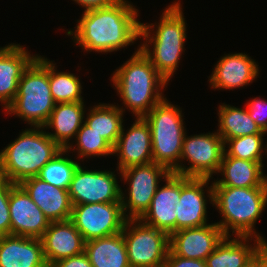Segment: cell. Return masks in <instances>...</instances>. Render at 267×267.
Instances as JSON below:
<instances>
[{
  "mask_svg": "<svg viewBox=\"0 0 267 267\" xmlns=\"http://www.w3.org/2000/svg\"><path fill=\"white\" fill-rule=\"evenodd\" d=\"M138 16L132 3L117 0L108 7L84 10L75 31L68 30L67 35H72L75 43L89 53L117 51L139 38Z\"/></svg>",
  "mask_w": 267,
  "mask_h": 267,
  "instance_id": "6da1fadb",
  "label": "cell"
},
{
  "mask_svg": "<svg viewBox=\"0 0 267 267\" xmlns=\"http://www.w3.org/2000/svg\"><path fill=\"white\" fill-rule=\"evenodd\" d=\"M181 6L178 0L175 3L172 2L165 8L158 25L140 23L139 38L143 37L141 40H144V43L138 47L167 82L177 70L187 37Z\"/></svg>",
  "mask_w": 267,
  "mask_h": 267,
  "instance_id": "7a4b0ae2",
  "label": "cell"
},
{
  "mask_svg": "<svg viewBox=\"0 0 267 267\" xmlns=\"http://www.w3.org/2000/svg\"><path fill=\"white\" fill-rule=\"evenodd\" d=\"M207 191L209 201L219 210L222 220L216 224L225 236L235 233L237 237H255L267 241L255 231V223L267 204V187H213Z\"/></svg>",
  "mask_w": 267,
  "mask_h": 267,
  "instance_id": "3957f363",
  "label": "cell"
},
{
  "mask_svg": "<svg viewBox=\"0 0 267 267\" xmlns=\"http://www.w3.org/2000/svg\"><path fill=\"white\" fill-rule=\"evenodd\" d=\"M111 81L136 118H144L165 97L161 91L168 85L139 48L113 72Z\"/></svg>",
  "mask_w": 267,
  "mask_h": 267,
  "instance_id": "277c9868",
  "label": "cell"
},
{
  "mask_svg": "<svg viewBox=\"0 0 267 267\" xmlns=\"http://www.w3.org/2000/svg\"><path fill=\"white\" fill-rule=\"evenodd\" d=\"M44 127L26 129L0 152V178L14 184L36 177L63 148Z\"/></svg>",
  "mask_w": 267,
  "mask_h": 267,
  "instance_id": "5b68a950",
  "label": "cell"
},
{
  "mask_svg": "<svg viewBox=\"0 0 267 267\" xmlns=\"http://www.w3.org/2000/svg\"><path fill=\"white\" fill-rule=\"evenodd\" d=\"M55 105L49 84V59L37 55L24 70L16 97L5 111L31 127H43Z\"/></svg>",
  "mask_w": 267,
  "mask_h": 267,
  "instance_id": "8992f818",
  "label": "cell"
},
{
  "mask_svg": "<svg viewBox=\"0 0 267 267\" xmlns=\"http://www.w3.org/2000/svg\"><path fill=\"white\" fill-rule=\"evenodd\" d=\"M182 109L163 98L144 117L151 129L153 162L179 174V162L186 129Z\"/></svg>",
  "mask_w": 267,
  "mask_h": 267,
  "instance_id": "52a82bcc",
  "label": "cell"
},
{
  "mask_svg": "<svg viewBox=\"0 0 267 267\" xmlns=\"http://www.w3.org/2000/svg\"><path fill=\"white\" fill-rule=\"evenodd\" d=\"M122 234L130 267H163L170 250L167 232L146 225L140 219H127Z\"/></svg>",
  "mask_w": 267,
  "mask_h": 267,
  "instance_id": "ba28073f",
  "label": "cell"
},
{
  "mask_svg": "<svg viewBox=\"0 0 267 267\" xmlns=\"http://www.w3.org/2000/svg\"><path fill=\"white\" fill-rule=\"evenodd\" d=\"M119 173L124 182H129L127 192L129 197L128 195L126 197L121 190L124 215L127 219H140L151 205L152 198L159 187V180L165 179L171 172L164 166L152 162L132 166Z\"/></svg>",
  "mask_w": 267,
  "mask_h": 267,
  "instance_id": "9c48e42d",
  "label": "cell"
},
{
  "mask_svg": "<svg viewBox=\"0 0 267 267\" xmlns=\"http://www.w3.org/2000/svg\"><path fill=\"white\" fill-rule=\"evenodd\" d=\"M224 140L217 133H205L187 136L185 134L181 158L179 164V175L186 177L210 178L217 174L224 155ZM188 160L190 166L186 168L182 161Z\"/></svg>",
  "mask_w": 267,
  "mask_h": 267,
  "instance_id": "30bf717a",
  "label": "cell"
},
{
  "mask_svg": "<svg viewBox=\"0 0 267 267\" xmlns=\"http://www.w3.org/2000/svg\"><path fill=\"white\" fill-rule=\"evenodd\" d=\"M70 221L85 242L122 232L127 218L121 202L73 205Z\"/></svg>",
  "mask_w": 267,
  "mask_h": 267,
  "instance_id": "8fae6325",
  "label": "cell"
},
{
  "mask_svg": "<svg viewBox=\"0 0 267 267\" xmlns=\"http://www.w3.org/2000/svg\"><path fill=\"white\" fill-rule=\"evenodd\" d=\"M75 170L68 193L72 205L121 202V187L112 171Z\"/></svg>",
  "mask_w": 267,
  "mask_h": 267,
  "instance_id": "7c38bea8",
  "label": "cell"
},
{
  "mask_svg": "<svg viewBox=\"0 0 267 267\" xmlns=\"http://www.w3.org/2000/svg\"><path fill=\"white\" fill-rule=\"evenodd\" d=\"M11 235L41 239L50 220L20 184L11 182L9 199Z\"/></svg>",
  "mask_w": 267,
  "mask_h": 267,
  "instance_id": "4fadbf2b",
  "label": "cell"
},
{
  "mask_svg": "<svg viewBox=\"0 0 267 267\" xmlns=\"http://www.w3.org/2000/svg\"><path fill=\"white\" fill-rule=\"evenodd\" d=\"M209 181L210 178L180 175V199L175 207L176 231L208 224L206 219L208 200L205 199L203 188L208 187Z\"/></svg>",
  "mask_w": 267,
  "mask_h": 267,
  "instance_id": "5bb4252c",
  "label": "cell"
},
{
  "mask_svg": "<svg viewBox=\"0 0 267 267\" xmlns=\"http://www.w3.org/2000/svg\"><path fill=\"white\" fill-rule=\"evenodd\" d=\"M224 237L216 223L185 228L170 234L169 249L174 255L205 261Z\"/></svg>",
  "mask_w": 267,
  "mask_h": 267,
  "instance_id": "9a60e30c",
  "label": "cell"
},
{
  "mask_svg": "<svg viewBox=\"0 0 267 267\" xmlns=\"http://www.w3.org/2000/svg\"><path fill=\"white\" fill-rule=\"evenodd\" d=\"M119 135L113 147V154L118 157V171L153 162L151 129L144 118H136L135 123L125 133Z\"/></svg>",
  "mask_w": 267,
  "mask_h": 267,
  "instance_id": "2e32d148",
  "label": "cell"
},
{
  "mask_svg": "<svg viewBox=\"0 0 267 267\" xmlns=\"http://www.w3.org/2000/svg\"><path fill=\"white\" fill-rule=\"evenodd\" d=\"M164 181L166 185L158 187L150 207L140 220L170 235L176 231L175 207L180 199V175L171 172Z\"/></svg>",
  "mask_w": 267,
  "mask_h": 267,
  "instance_id": "e0dca14e",
  "label": "cell"
},
{
  "mask_svg": "<svg viewBox=\"0 0 267 267\" xmlns=\"http://www.w3.org/2000/svg\"><path fill=\"white\" fill-rule=\"evenodd\" d=\"M41 240L49 267L61 259L80 255L85 249L84 238L70 220L50 222Z\"/></svg>",
  "mask_w": 267,
  "mask_h": 267,
  "instance_id": "ac0fdd59",
  "label": "cell"
},
{
  "mask_svg": "<svg viewBox=\"0 0 267 267\" xmlns=\"http://www.w3.org/2000/svg\"><path fill=\"white\" fill-rule=\"evenodd\" d=\"M258 74V65L248 54L231 53L220 58L208 81L211 88L233 90L252 83Z\"/></svg>",
  "mask_w": 267,
  "mask_h": 267,
  "instance_id": "d6986e66",
  "label": "cell"
},
{
  "mask_svg": "<svg viewBox=\"0 0 267 267\" xmlns=\"http://www.w3.org/2000/svg\"><path fill=\"white\" fill-rule=\"evenodd\" d=\"M20 185L50 222L70 220L73 205L68 190L54 187L37 176L23 180Z\"/></svg>",
  "mask_w": 267,
  "mask_h": 267,
  "instance_id": "ffe728a7",
  "label": "cell"
},
{
  "mask_svg": "<svg viewBox=\"0 0 267 267\" xmlns=\"http://www.w3.org/2000/svg\"><path fill=\"white\" fill-rule=\"evenodd\" d=\"M37 57L20 44L0 47V102L6 110L14 101L24 70Z\"/></svg>",
  "mask_w": 267,
  "mask_h": 267,
  "instance_id": "44dd1931",
  "label": "cell"
},
{
  "mask_svg": "<svg viewBox=\"0 0 267 267\" xmlns=\"http://www.w3.org/2000/svg\"><path fill=\"white\" fill-rule=\"evenodd\" d=\"M0 267H49L41 239L0 236Z\"/></svg>",
  "mask_w": 267,
  "mask_h": 267,
  "instance_id": "7402d4cb",
  "label": "cell"
},
{
  "mask_svg": "<svg viewBox=\"0 0 267 267\" xmlns=\"http://www.w3.org/2000/svg\"><path fill=\"white\" fill-rule=\"evenodd\" d=\"M264 164L238 159L232 156H223L217 173H221L220 180L212 182L213 187H267V175H263Z\"/></svg>",
  "mask_w": 267,
  "mask_h": 267,
  "instance_id": "603a6c76",
  "label": "cell"
},
{
  "mask_svg": "<svg viewBox=\"0 0 267 267\" xmlns=\"http://www.w3.org/2000/svg\"><path fill=\"white\" fill-rule=\"evenodd\" d=\"M234 237L225 236L222 239L215 250L206 258L207 267H246L264 243L256 238V240L253 239L255 243L253 246L248 242L255 237Z\"/></svg>",
  "mask_w": 267,
  "mask_h": 267,
  "instance_id": "cb8c5ba5",
  "label": "cell"
},
{
  "mask_svg": "<svg viewBox=\"0 0 267 267\" xmlns=\"http://www.w3.org/2000/svg\"><path fill=\"white\" fill-rule=\"evenodd\" d=\"M84 101L71 103H58L55 105L47 123L43 126L45 129L53 128L54 133H49V137L57 142L63 149H66L69 142L84 123Z\"/></svg>",
  "mask_w": 267,
  "mask_h": 267,
  "instance_id": "d4e9b609",
  "label": "cell"
},
{
  "mask_svg": "<svg viewBox=\"0 0 267 267\" xmlns=\"http://www.w3.org/2000/svg\"><path fill=\"white\" fill-rule=\"evenodd\" d=\"M92 267H130L122 232L85 242Z\"/></svg>",
  "mask_w": 267,
  "mask_h": 267,
  "instance_id": "484cf974",
  "label": "cell"
},
{
  "mask_svg": "<svg viewBox=\"0 0 267 267\" xmlns=\"http://www.w3.org/2000/svg\"><path fill=\"white\" fill-rule=\"evenodd\" d=\"M84 123L101 135L112 147L116 144L123 126L125 108L119 105L99 103L89 109Z\"/></svg>",
  "mask_w": 267,
  "mask_h": 267,
  "instance_id": "4316f807",
  "label": "cell"
},
{
  "mask_svg": "<svg viewBox=\"0 0 267 267\" xmlns=\"http://www.w3.org/2000/svg\"><path fill=\"white\" fill-rule=\"evenodd\" d=\"M218 108L217 133L223 138L224 143L231 138L266 133L250 117L247 108L244 110L225 103Z\"/></svg>",
  "mask_w": 267,
  "mask_h": 267,
  "instance_id": "83f0119b",
  "label": "cell"
},
{
  "mask_svg": "<svg viewBox=\"0 0 267 267\" xmlns=\"http://www.w3.org/2000/svg\"><path fill=\"white\" fill-rule=\"evenodd\" d=\"M49 84L56 104L84 101L80 79L73 73L57 72L55 64L50 60Z\"/></svg>",
  "mask_w": 267,
  "mask_h": 267,
  "instance_id": "f1b7e54d",
  "label": "cell"
},
{
  "mask_svg": "<svg viewBox=\"0 0 267 267\" xmlns=\"http://www.w3.org/2000/svg\"><path fill=\"white\" fill-rule=\"evenodd\" d=\"M66 153L68 151L62 149L53 159L45 164L37 177L54 187L68 190L75 170L80 164L69 157H64Z\"/></svg>",
  "mask_w": 267,
  "mask_h": 267,
  "instance_id": "f546056e",
  "label": "cell"
},
{
  "mask_svg": "<svg viewBox=\"0 0 267 267\" xmlns=\"http://www.w3.org/2000/svg\"><path fill=\"white\" fill-rule=\"evenodd\" d=\"M75 141H77L76 146H73L72 143V145L70 144L66 150L68 152H70L72 148L73 152L74 150H77V158H79V160L81 158L83 159L91 156L101 157L113 155V147L103 137H101V135L97 134L85 123H83L81 128L78 130Z\"/></svg>",
  "mask_w": 267,
  "mask_h": 267,
  "instance_id": "4dcf8cb0",
  "label": "cell"
},
{
  "mask_svg": "<svg viewBox=\"0 0 267 267\" xmlns=\"http://www.w3.org/2000/svg\"><path fill=\"white\" fill-rule=\"evenodd\" d=\"M267 133H258L253 135H246L236 138L228 139L224 145V155L232 156L238 159L262 162L264 156V151H266V146H264V135ZM228 145V146H227ZM229 149H226L227 147ZM264 149V150H263ZM263 155V156H262Z\"/></svg>",
  "mask_w": 267,
  "mask_h": 267,
  "instance_id": "1f68e13d",
  "label": "cell"
},
{
  "mask_svg": "<svg viewBox=\"0 0 267 267\" xmlns=\"http://www.w3.org/2000/svg\"><path fill=\"white\" fill-rule=\"evenodd\" d=\"M10 191L11 182L0 178V236L11 235Z\"/></svg>",
  "mask_w": 267,
  "mask_h": 267,
  "instance_id": "d6a6232c",
  "label": "cell"
},
{
  "mask_svg": "<svg viewBox=\"0 0 267 267\" xmlns=\"http://www.w3.org/2000/svg\"><path fill=\"white\" fill-rule=\"evenodd\" d=\"M245 106L250 117L262 131L267 133V101L257 97L251 99Z\"/></svg>",
  "mask_w": 267,
  "mask_h": 267,
  "instance_id": "836d02e7",
  "label": "cell"
},
{
  "mask_svg": "<svg viewBox=\"0 0 267 267\" xmlns=\"http://www.w3.org/2000/svg\"><path fill=\"white\" fill-rule=\"evenodd\" d=\"M163 267H207V265L204 260L183 258L169 250Z\"/></svg>",
  "mask_w": 267,
  "mask_h": 267,
  "instance_id": "e575fe53",
  "label": "cell"
},
{
  "mask_svg": "<svg viewBox=\"0 0 267 267\" xmlns=\"http://www.w3.org/2000/svg\"><path fill=\"white\" fill-rule=\"evenodd\" d=\"M51 267H92V265L87 255L83 252L77 256L61 259L54 263Z\"/></svg>",
  "mask_w": 267,
  "mask_h": 267,
  "instance_id": "d590c367",
  "label": "cell"
},
{
  "mask_svg": "<svg viewBox=\"0 0 267 267\" xmlns=\"http://www.w3.org/2000/svg\"><path fill=\"white\" fill-rule=\"evenodd\" d=\"M79 5L84 7V10H90L95 8H104L114 4L117 0H73Z\"/></svg>",
  "mask_w": 267,
  "mask_h": 267,
  "instance_id": "8d00e7d4",
  "label": "cell"
},
{
  "mask_svg": "<svg viewBox=\"0 0 267 267\" xmlns=\"http://www.w3.org/2000/svg\"><path fill=\"white\" fill-rule=\"evenodd\" d=\"M253 261L259 267H267V243H263L256 251Z\"/></svg>",
  "mask_w": 267,
  "mask_h": 267,
  "instance_id": "74e56055",
  "label": "cell"
},
{
  "mask_svg": "<svg viewBox=\"0 0 267 267\" xmlns=\"http://www.w3.org/2000/svg\"><path fill=\"white\" fill-rule=\"evenodd\" d=\"M246 267H259L253 260Z\"/></svg>",
  "mask_w": 267,
  "mask_h": 267,
  "instance_id": "f35d334b",
  "label": "cell"
}]
</instances>
